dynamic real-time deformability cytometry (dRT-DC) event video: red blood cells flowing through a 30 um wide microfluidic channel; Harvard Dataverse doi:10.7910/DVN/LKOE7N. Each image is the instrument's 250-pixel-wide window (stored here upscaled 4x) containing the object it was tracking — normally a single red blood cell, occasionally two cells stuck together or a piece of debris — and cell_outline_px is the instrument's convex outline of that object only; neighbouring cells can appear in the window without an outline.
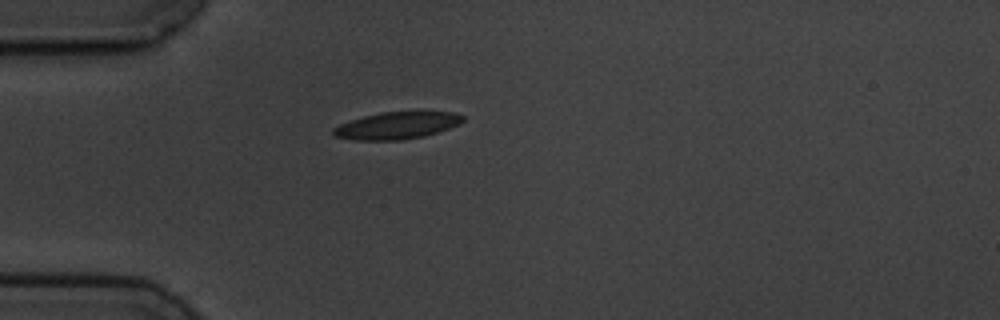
{"species": "common noctule bat (a hibernating species)", "species_latin": "Nyctalus noctula", "temperature_condition": "cold", "stored_images_in_passage": 2, "camera_frame_rate_fps": 3000, "um_per_image_px": 0.085, "animal": {"sex": "male", "body_mass_g": 19.5, "forearm_length_mm": 54.6}, "frame": {"image": 1, "passage_image": 1, "time_ms": 0.0, "image_size_px": [1000, 320], "cell_outline_px": [[464, 120], [460, 124], [424, 136], [400, 140], [352, 140], [336, 136], [332, 132], [332, 128], [340, 124], [364, 116], [380, 112], [456, 112], [464, 116]], "centroid_in_image_um": [33.73, 10.67], "position_along_channel_um": 51.3, "area_um2": 20.29}}